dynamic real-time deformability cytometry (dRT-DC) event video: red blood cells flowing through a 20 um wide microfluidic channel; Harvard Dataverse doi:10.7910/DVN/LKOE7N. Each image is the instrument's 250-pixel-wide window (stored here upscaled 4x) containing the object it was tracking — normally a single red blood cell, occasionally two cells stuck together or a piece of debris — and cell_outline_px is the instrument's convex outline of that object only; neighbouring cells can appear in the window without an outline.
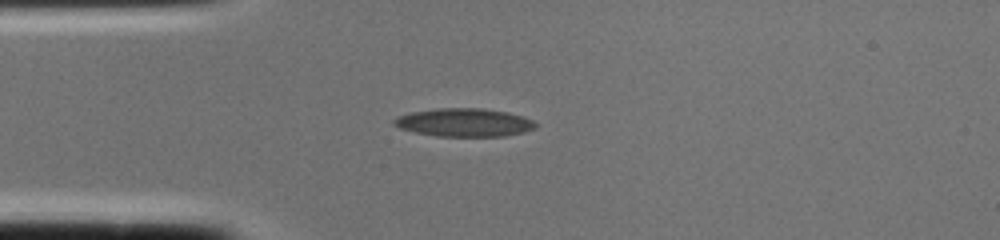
{"species": "common noctule bat (a hibernating species)", "species_latin": "Nyctalus noctula", "temperature_condition": "cold", "stored_images_in_passage": 1, "camera_frame_rate_fps": 3000, "um_per_image_px": 0.085, "animal": {"sex": "female", "body_mass_g": 22.0, "forearm_length_mm": 56.7}, "frame": {"image": 1, "passage_image": 1, "time_ms": 0.0, "image_size_px": [1000, 240], "cell_outline_px": [[536, 128], [524, 132], [504, 136], [436, 136], [416, 132], [400, 128], [392, 124], [392, 120], [396, 116], [412, 112], [440, 108], [480, 108], [508, 112], [524, 116], [532, 120], [536, 124]], "centroid_in_image_um": [39.46, 10.41], "position_along_channel_um": 45.5, "area_um2": 23.29}}